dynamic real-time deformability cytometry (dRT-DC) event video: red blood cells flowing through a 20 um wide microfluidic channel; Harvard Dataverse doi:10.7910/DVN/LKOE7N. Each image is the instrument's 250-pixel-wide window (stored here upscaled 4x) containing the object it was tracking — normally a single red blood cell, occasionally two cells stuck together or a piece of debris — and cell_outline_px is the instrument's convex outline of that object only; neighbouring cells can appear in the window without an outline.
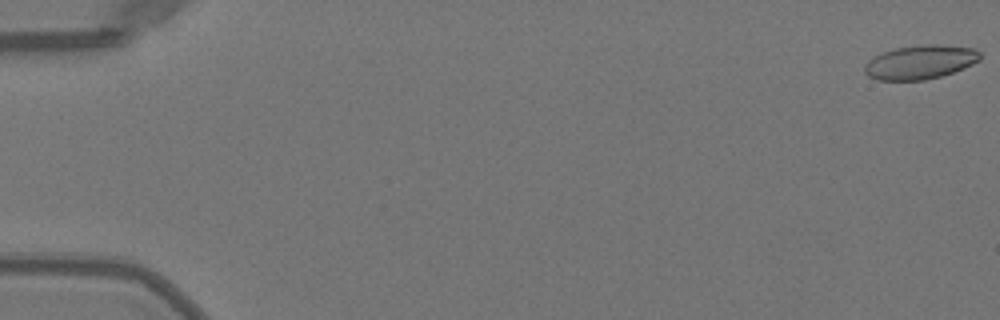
{"species": "Egyptian fruit bat (a non-hibernating species)", "species_latin": "Rousettus aegyptiacus", "temperature_condition": "warm", "stored_images_in_passage": 8, "camera_frame_rate_fps": 3000, "um_per_image_px": 0.085, "animal": {"sex": "female"}, "frame": {"image": 1, "passage_image": 1, "time_ms": 0.0, "image_size_px": [1000, 320], "cell_outline_px": [[980, 60], [964, 68], [940, 76], [924, 80], [876, 80], [868, 76], [864, 72], [864, 68], [868, 60], [872, 56], [880, 52], [896, 48], [928, 44], [940, 44], [976, 48], [980, 52]], "centroid_in_image_um": [78.2, 5.27], "position_along_channel_um": 6.8, "area_um2": 23.0}}